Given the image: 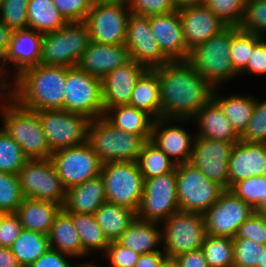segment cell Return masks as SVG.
I'll return each mask as SVG.
<instances>
[{
	"instance_id": "cell-49",
	"label": "cell",
	"mask_w": 266,
	"mask_h": 267,
	"mask_svg": "<svg viewBox=\"0 0 266 267\" xmlns=\"http://www.w3.org/2000/svg\"><path fill=\"white\" fill-rule=\"evenodd\" d=\"M132 14L141 16L164 15L179 10L173 0H129Z\"/></svg>"
},
{
	"instance_id": "cell-42",
	"label": "cell",
	"mask_w": 266,
	"mask_h": 267,
	"mask_svg": "<svg viewBox=\"0 0 266 267\" xmlns=\"http://www.w3.org/2000/svg\"><path fill=\"white\" fill-rule=\"evenodd\" d=\"M227 27H240L244 16L246 0H205L203 3Z\"/></svg>"
},
{
	"instance_id": "cell-4",
	"label": "cell",
	"mask_w": 266,
	"mask_h": 267,
	"mask_svg": "<svg viewBox=\"0 0 266 267\" xmlns=\"http://www.w3.org/2000/svg\"><path fill=\"white\" fill-rule=\"evenodd\" d=\"M87 142L102 163L137 162L146 140L114 127L103 116L90 120Z\"/></svg>"
},
{
	"instance_id": "cell-55",
	"label": "cell",
	"mask_w": 266,
	"mask_h": 267,
	"mask_svg": "<svg viewBox=\"0 0 266 267\" xmlns=\"http://www.w3.org/2000/svg\"><path fill=\"white\" fill-rule=\"evenodd\" d=\"M265 74L266 73V40L262 39L255 47L247 66L239 73L242 74Z\"/></svg>"
},
{
	"instance_id": "cell-66",
	"label": "cell",
	"mask_w": 266,
	"mask_h": 267,
	"mask_svg": "<svg viewBox=\"0 0 266 267\" xmlns=\"http://www.w3.org/2000/svg\"><path fill=\"white\" fill-rule=\"evenodd\" d=\"M75 267H96V264H93L90 262V263L79 264V265L77 264V266H75ZM97 267H99V266H97Z\"/></svg>"
},
{
	"instance_id": "cell-16",
	"label": "cell",
	"mask_w": 266,
	"mask_h": 267,
	"mask_svg": "<svg viewBox=\"0 0 266 267\" xmlns=\"http://www.w3.org/2000/svg\"><path fill=\"white\" fill-rule=\"evenodd\" d=\"M254 209L226 189L219 199L204 214L206 235L234 238L239 226L246 221Z\"/></svg>"
},
{
	"instance_id": "cell-38",
	"label": "cell",
	"mask_w": 266,
	"mask_h": 267,
	"mask_svg": "<svg viewBox=\"0 0 266 267\" xmlns=\"http://www.w3.org/2000/svg\"><path fill=\"white\" fill-rule=\"evenodd\" d=\"M137 163L144 180L172 172L176 168V164L150 140L143 144Z\"/></svg>"
},
{
	"instance_id": "cell-34",
	"label": "cell",
	"mask_w": 266,
	"mask_h": 267,
	"mask_svg": "<svg viewBox=\"0 0 266 267\" xmlns=\"http://www.w3.org/2000/svg\"><path fill=\"white\" fill-rule=\"evenodd\" d=\"M219 94L214 89L213 99L220 105L224 115L229 119L236 133L241 136L252 117L256 98L244 94H233L227 97L221 95L220 97Z\"/></svg>"
},
{
	"instance_id": "cell-25",
	"label": "cell",
	"mask_w": 266,
	"mask_h": 267,
	"mask_svg": "<svg viewBox=\"0 0 266 267\" xmlns=\"http://www.w3.org/2000/svg\"><path fill=\"white\" fill-rule=\"evenodd\" d=\"M130 60L126 45H108L91 41L77 66L102 80L108 73Z\"/></svg>"
},
{
	"instance_id": "cell-57",
	"label": "cell",
	"mask_w": 266,
	"mask_h": 267,
	"mask_svg": "<svg viewBox=\"0 0 266 267\" xmlns=\"http://www.w3.org/2000/svg\"><path fill=\"white\" fill-rule=\"evenodd\" d=\"M175 258L181 267H209L201 248L180 254Z\"/></svg>"
},
{
	"instance_id": "cell-48",
	"label": "cell",
	"mask_w": 266,
	"mask_h": 267,
	"mask_svg": "<svg viewBox=\"0 0 266 267\" xmlns=\"http://www.w3.org/2000/svg\"><path fill=\"white\" fill-rule=\"evenodd\" d=\"M240 141L266 143V99L263 102L256 99L252 117Z\"/></svg>"
},
{
	"instance_id": "cell-14",
	"label": "cell",
	"mask_w": 266,
	"mask_h": 267,
	"mask_svg": "<svg viewBox=\"0 0 266 267\" xmlns=\"http://www.w3.org/2000/svg\"><path fill=\"white\" fill-rule=\"evenodd\" d=\"M50 159L66 189L100 175L103 164L87 141L58 150Z\"/></svg>"
},
{
	"instance_id": "cell-60",
	"label": "cell",
	"mask_w": 266,
	"mask_h": 267,
	"mask_svg": "<svg viewBox=\"0 0 266 267\" xmlns=\"http://www.w3.org/2000/svg\"><path fill=\"white\" fill-rule=\"evenodd\" d=\"M0 267H22L10 248L0 246Z\"/></svg>"
},
{
	"instance_id": "cell-63",
	"label": "cell",
	"mask_w": 266,
	"mask_h": 267,
	"mask_svg": "<svg viewBox=\"0 0 266 267\" xmlns=\"http://www.w3.org/2000/svg\"><path fill=\"white\" fill-rule=\"evenodd\" d=\"M129 0H93V3L99 4H128Z\"/></svg>"
},
{
	"instance_id": "cell-3",
	"label": "cell",
	"mask_w": 266,
	"mask_h": 267,
	"mask_svg": "<svg viewBox=\"0 0 266 267\" xmlns=\"http://www.w3.org/2000/svg\"><path fill=\"white\" fill-rule=\"evenodd\" d=\"M239 30L240 27H227L189 53L187 61L215 89L239 76L233 68L230 55L232 37Z\"/></svg>"
},
{
	"instance_id": "cell-21",
	"label": "cell",
	"mask_w": 266,
	"mask_h": 267,
	"mask_svg": "<svg viewBox=\"0 0 266 267\" xmlns=\"http://www.w3.org/2000/svg\"><path fill=\"white\" fill-rule=\"evenodd\" d=\"M146 70L141 63L130 60L108 73L101 80L104 111L116 106L129 105L135 84Z\"/></svg>"
},
{
	"instance_id": "cell-9",
	"label": "cell",
	"mask_w": 266,
	"mask_h": 267,
	"mask_svg": "<svg viewBox=\"0 0 266 267\" xmlns=\"http://www.w3.org/2000/svg\"><path fill=\"white\" fill-rule=\"evenodd\" d=\"M63 110L88 117L103 116L102 81L78 66L66 67V86Z\"/></svg>"
},
{
	"instance_id": "cell-56",
	"label": "cell",
	"mask_w": 266,
	"mask_h": 267,
	"mask_svg": "<svg viewBox=\"0 0 266 267\" xmlns=\"http://www.w3.org/2000/svg\"><path fill=\"white\" fill-rule=\"evenodd\" d=\"M73 258L56 249L48 248L36 261L28 267H73L67 258Z\"/></svg>"
},
{
	"instance_id": "cell-18",
	"label": "cell",
	"mask_w": 266,
	"mask_h": 267,
	"mask_svg": "<svg viewBox=\"0 0 266 267\" xmlns=\"http://www.w3.org/2000/svg\"><path fill=\"white\" fill-rule=\"evenodd\" d=\"M125 45L130 59L141 63L147 69H154L169 62L153 36L150 17L130 14Z\"/></svg>"
},
{
	"instance_id": "cell-58",
	"label": "cell",
	"mask_w": 266,
	"mask_h": 267,
	"mask_svg": "<svg viewBox=\"0 0 266 267\" xmlns=\"http://www.w3.org/2000/svg\"><path fill=\"white\" fill-rule=\"evenodd\" d=\"M166 256L164 251L140 254L135 267H160Z\"/></svg>"
},
{
	"instance_id": "cell-67",
	"label": "cell",
	"mask_w": 266,
	"mask_h": 267,
	"mask_svg": "<svg viewBox=\"0 0 266 267\" xmlns=\"http://www.w3.org/2000/svg\"><path fill=\"white\" fill-rule=\"evenodd\" d=\"M255 214H258L261 216V218L263 219V222L265 224V227H266V213H255Z\"/></svg>"
},
{
	"instance_id": "cell-44",
	"label": "cell",
	"mask_w": 266,
	"mask_h": 267,
	"mask_svg": "<svg viewBox=\"0 0 266 267\" xmlns=\"http://www.w3.org/2000/svg\"><path fill=\"white\" fill-rule=\"evenodd\" d=\"M233 267H259L262 263L263 247L252 239L233 238Z\"/></svg>"
},
{
	"instance_id": "cell-62",
	"label": "cell",
	"mask_w": 266,
	"mask_h": 267,
	"mask_svg": "<svg viewBox=\"0 0 266 267\" xmlns=\"http://www.w3.org/2000/svg\"><path fill=\"white\" fill-rule=\"evenodd\" d=\"M160 267H181L178 260L175 257L166 256Z\"/></svg>"
},
{
	"instance_id": "cell-36",
	"label": "cell",
	"mask_w": 266,
	"mask_h": 267,
	"mask_svg": "<svg viewBox=\"0 0 266 267\" xmlns=\"http://www.w3.org/2000/svg\"><path fill=\"white\" fill-rule=\"evenodd\" d=\"M67 213L72 217L73 225L79 234L82 243V258L88 256L91 252L93 253L94 250L95 252L103 251L104 254L110 242L97 223L95 215Z\"/></svg>"
},
{
	"instance_id": "cell-13",
	"label": "cell",
	"mask_w": 266,
	"mask_h": 267,
	"mask_svg": "<svg viewBox=\"0 0 266 267\" xmlns=\"http://www.w3.org/2000/svg\"><path fill=\"white\" fill-rule=\"evenodd\" d=\"M36 112L52 153L87 141L88 117L62 109Z\"/></svg>"
},
{
	"instance_id": "cell-31",
	"label": "cell",
	"mask_w": 266,
	"mask_h": 267,
	"mask_svg": "<svg viewBox=\"0 0 266 267\" xmlns=\"http://www.w3.org/2000/svg\"><path fill=\"white\" fill-rule=\"evenodd\" d=\"M49 247L71 257H82V243L72 217L62 209L48 234Z\"/></svg>"
},
{
	"instance_id": "cell-27",
	"label": "cell",
	"mask_w": 266,
	"mask_h": 267,
	"mask_svg": "<svg viewBox=\"0 0 266 267\" xmlns=\"http://www.w3.org/2000/svg\"><path fill=\"white\" fill-rule=\"evenodd\" d=\"M106 202V190L101 175L67 189L63 209L77 214H94Z\"/></svg>"
},
{
	"instance_id": "cell-64",
	"label": "cell",
	"mask_w": 266,
	"mask_h": 267,
	"mask_svg": "<svg viewBox=\"0 0 266 267\" xmlns=\"http://www.w3.org/2000/svg\"><path fill=\"white\" fill-rule=\"evenodd\" d=\"M254 213H266V195L260 203L254 208Z\"/></svg>"
},
{
	"instance_id": "cell-29",
	"label": "cell",
	"mask_w": 266,
	"mask_h": 267,
	"mask_svg": "<svg viewBox=\"0 0 266 267\" xmlns=\"http://www.w3.org/2000/svg\"><path fill=\"white\" fill-rule=\"evenodd\" d=\"M159 224L135 218L116 242L139 254L163 251L158 247L162 245V230L159 229Z\"/></svg>"
},
{
	"instance_id": "cell-53",
	"label": "cell",
	"mask_w": 266,
	"mask_h": 267,
	"mask_svg": "<svg viewBox=\"0 0 266 267\" xmlns=\"http://www.w3.org/2000/svg\"><path fill=\"white\" fill-rule=\"evenodd\" d=\"M23 227L15 213H7L0 224V246L11 248Z\"/></svg>"
},
{
	"instance_id": "cell-35",
	"label": "cell",
	"mask_w": 266,
	"mask_h": 267,
	"mask_svg": "<svg viewBox=\"0 0 266 267\" xmlns=\"http://www.w3.org/2000/svg\"><path fill=\"white\" fill-rule=\"evenodd\" d=\"M27 17L28 28L42 34L59 30L68 23L53 0H29Z\"/></svg>"
},
{
	"instance_id": "cell-46",
	"label": "cell",
	"mask_w": 266,
	"mask_h": 267,
	"mask_svg": "<svg viewBox=\"0 0 266 267\" xmlns=\"http://www.w3.org/2000/svg\"><path fill=\"white\" fill-rule=\"evenodd\" d=\"M240 29L264 38L266 33V0H246L245 16Z\"/></svg>"
},
{
	"instance_id": "cell-22",
	"label": "cell",
	"mask_w": 266,
	"mask_h": 267,
	"mask_svg": "<svg viewBox=\"0 0 266 267\" xmlns=\"http://www.w3.org/2000/svg\"><path fill=\"white\" fill-rule=\"evenodd\" d=\"M266 175V143H235L228 161V189L252 176Z\"/></svg>"
},
{
	"instance_id": "cell-37",
	"label": "cell",
	"mask_w": 266,
	"mask_h": 267,
	"mask_svg": "<svg viewBox=\"0 0 266 267\" xmlns=\"http://www.w3.org/2000/svg\"><path fill=\"white\" fill-rule=\"evenodd\" d=\"M49 248L48 236L23 229L10 248L19 264L28 267Z\"/></svg>"
},
{
	"instance_id": "cell-52",
	"label": "cell",
	"mask_w": 266,
	"mask_h": 267,
	"mask_svg": "<svg viewBox=\"0 0 266 267\" xmlns=\"http://www.w3.org/2000/svg\"><path fill=\"white\" fill-rule=\"evenodd\" d=\"M104 254L110 260L112 267H135L140 256L139 253L121 246L116 241L109 243Z\"/></svg>"
},
{
	"instance_id": "cell-68",
	"label": "cell",
	"mask_w": 266,
	"mask_h": 267,
	"mask_svg": "<svg viewBox=\"0 0 266 267\" xmlns=\"http://www.w3.org/2000/svg\"><path fill=\"white\" fill-rule=\"evenodd\" d=\"M7 213L3 212V211H0V224H1V221L3 219V217L6 215Z\"/></svg>"
},
{
	"instance_id": "cell-54",
	"label": "cell",
	"mask_w": 266,
	"mask_h": 267,
	"mask_svg": "<svg viewBox=\"0 0 266 267\" xmlns=\"http://www.w3.org/2000/svg\"><path fill=\"white\" fill-rule=\"evenodd\" d=\"M6 67L4 60L0 58V99L4 100L0 111L16 102V78L13 82L9 80L11 76H8L10 72L6 70Z\"/></svg>"
},
{
	"instance_id": "cell-12",
	"label": "cell",
	"mask_w": 266,
	"mask_h": 267,
	"mask_svg": "<svg viewBox=\"0 0 266 267\" xmlns=\"http://www.w3.org/2000/svg\"><path fill=\"white\" fill-rule=\"evenodd\" d=\"M176 168L169 173L144 180V190L136 218L160 224L180 210Z\"/></svg>"
},
{
	"instance_id": "cell-41",
	"label": "cell",
	"mask_w": 266,
	"mask_h": 267,
	"mask_svg": "<svg viewBox=\"0 0 266 267\" xmlns=\"http://www.w3.org/2000/svg\"><path fill=\"white\" fill-rule=\"evenodd\" d=\"M263 38L241 29L232 37L230 55L234 70L239 74L252 56L254 47Z\"/></svg>"
},
{
	"instance_id": "cell-28",
	"label": "cell",
	"mask_w": 266,
	"mask_h": 267,
	"mask_svg": "<svg viewBox=\"0 0 266 267\" xmlns=\"http://www.w3.org/2000/svg\"><path fill=\"white\" fill-rule=\"evenodd\" d=\"M62 209L61 205L54 202L24 198L15 214L23 229L48 236L56 216Z\"/></svg>"
},
{
	"instance_id": "cell-39",
	"label": "cell",
	"mask_w": 266,
	"mask_h": 267,
	"mask_svg": "<svg viewBox=\"0 0 266 267\" xmlns=\"http://www.w3.org/2000/svg\"><path fill=\"white\" fill-rule=\"evenodd\" d=\"M201 249L209 267H233L232 238L206 235Z\"/></svg>"
},
{
	"instance_id": "cell-65",
	"label": "cell",
	"mask_w": 266,
	"mask_h": 267,
	"mask_svg": "<svg viewBox=\"0 0 266 267\" xmlns=\"http://www.w3.org/2000/svg\"><path fill=\"white\" fill-rule=\"evenodd\" d=\"M259 267H266V246L263 247L262 263H259Z\"/></svg>"
},
{
	"instance_id": "cell-20",
	"label": "cell",
	"mask_w": 266,
	"mask_h": 267,
	"mask_svg": "<svg viewBox=\"0 0 266 267\" xmlns=\"http://www.w3.org/2000/svg\"><path fill=\"white\" fill-rule=\"evenodd\" d=\"M178 11L186 48L189 51L227 28V25L204 4L186 6Z\"/></svg>"
},
{
	"instance_id": "cell-17",
	"label": "cell",
	"mask_w": 266,
	"mask_h": 267,
	"mask_svg": "<svg viewBox=\"0 0 266 267\" xmlns=\"http://www.w3.org/2000/svg\"><path fill=\"white\" fill-rule=\"evenodd\" d=\"M238 142L213 141L196 136L190 163L207 178L228 189V161Z\"/></svg>"
},
{
	"instance_id": "cell-24",
	"label": "cell",
	"mask_w": 266,
	"mask_h": 267,
	"mask_svg": "<svg viewBox=\"0 0 266 267\" xmlns=\"http://www.w3.org/2000/svg\"><path fill=\"white\" fill-rule=\"evenodd\" d=\"M42 33L31 28L12 31L7 53L3 60L12 64V72L17 77L27 68L40 64L42 56Z\"/></svg>"
},
{
	"instance_id": "cell-5",
	"label": "cell",
	"mask_w": 266,
	"mask_h": 267,
	"mask_svg": "<svg viewBox=\"0 0 266 267\" xmlns=\"http://www.w3.org/2000/svg\"><path fill=\"white\" fill-rule=\"evenodd\" d=\"M0 112L3 116L2 128L17 142L28 160L51 158L52 151L36 111L14 102Z\"/></svg>"
},
{
	"instance_id": "cell-23",
	"label": "cell",
	"mask_w": 266,
	"mask_h": 267,
	"mask_svg": "<svg viewBox=\"0 0 266 267\" xmlns=\"http://www.w3.org/2000/svg\"><path fill=\"white\" fill-rule=\"evenodd\" d=\"M153 36L162 54L169 61L187 60L190 51L186 48L179 11L150 16Z\"/></svg>"
},
{
	"instance_id": "cell-33",
	"label": "cell",
	"mask_w": 266,
	"mask_h": 267,
	"mask_svg": "<svg viewBox=\"0 0 266 267\" xmlns=\"http://www.w3.org/2000/svg\"><path fill=\"white\" fill-rule=\"evenodd\" d=\"M94 215L109 242L116 241L136 218L134 210L109 202L102 204Z\"/></svg>"
},
{
	"instance_id": "cell-61",
	"label": "cell",
	"mask_w": 266,
	"mask_h": 267,
	"mask_svg": "<svg viewBox=\"0 0 266 267\" xmlns=\"http://www.w3.org/2000/svg\"><path fill=\"white\" fill-rule=\"evenodd\" d=\"M178 9L195 4H203L205 0H173Z\"/></svg>"
},
{
	"instance_id": "cell-32",
	"label": "cell",
	"mask_w": 266,
	"mask_h": 267,
	"mask_svg": "<svg viewBox=\"0 0 266 267\" xmlns=\"http://www.w3.org/2000/svg\"><path fill=\"white\" fill-rule=\"evenodd\" d=\"M129 105L147 112L154 119L161 118L160 83L154 69H147L137 80Z\"/></svg>"
},
{
	"instance_id": "cell-45",
	"label": "cell",
	"mask_w": 266,
	"mask_h": 267,
	"mask_svg": "<svg viewBox=\"0 0 266 267\" xmlns=\"http://www.w3.org/2000/svg\"><path fill=\"white\" fill-rule=\"evenodd\" d=\"M230 190L254 209L266 195V175L239 181Z\"/></svg>"
},
{
	"instance_id": "cell-11",
	"label": "cell",
	"mask_w": 266,
	"mask_h": 267,
	"mask_svg": "<svg viewBox=\"0 0 266 267\" xmlns=\"http://www.w3.org/2000/svg\"><path fill=\"white\" fill-rule=\"evenodd\" d=\"M25 198L54 202L64 207L67 189L51 159L27 160L18 172Z\"/></svg>"
},
{
	"instance_id": "cell-40",
	"label": "cell",
	"mask_w": 266,
	"mask_h": 267,
	"mask_svg": "<svg viewBox=\"0 0 266 267\" xmlns=\"http://www.w3.org/2000/svg\"><path fill=\"white\" fill-rule=\"evenodd\" d=\"M27 160L17 142L0 127V171L18 175Z\"/></svg>"
},
{
	"instance_id": "cell-59",
	"label": "cell",
	"mask_w": 266,
	"mask_h": 267,
	"mask_svg": "<svg viewBox=\"0 0 266 267\" xmlns=\"http://www.w3.org/2000/svg\"><path fill=\"white\" fill-rule=\"evenodd\" d=\"M12 35V30L8 28L0 18V58H4L7 53L10 38Z\"/></svg>"
},
{
	"instance_id": "cell-43",
	"label": "cell",
	"mask_w": 266,
	"mask_h": 267,
	"mask_svg": "<svg viewBox=\"0 0 266 267\" xmlns=\"http://www.w3.org/2000/svg\"><path fill=\"white\" fill-rule=\"evenodd\" d=\"M24 198L18 175L0 171V211L15 213Z\"/></svg>"
},
{
	"instance_id": "cell-6",
	"label": "cell",
	"mask_w": 266,
	"mask_h": 267,
	"mask_svg": "<svg viewBox=\"0 0 266 267\" xmlns=\"http://www.w3.org/2000/svg\"><path fill=\"white\" fill-rule=\"evenodd\" d=\"M91 37L84 22H70L54 32L45 33L40 64L74 67L88 48Z\"/></svg>"
},
{
	"instance_id": "cell-26",
	"label": "cell",
	"mask_w": 266,
	"mask_h": 267,
	"mask_svg": "<svg viewBox=\"0 0 266 267\" xmlns=\"http://www.w3.org/2000/svg\"><path fill=\"white\" fill-rule=\"evenodd\" d=\"M198 124L200 136L213 141L239 142L240 136L234 130L220 105L212 98L192 118Z\"/></svg>"
},
{
	"instance_id": "cell-1",
	"label": "cell",
	"mask_w": 266,
	"mask_h": 267,
	"mask_svg": "<svg viewBox=\"0 0 266 267\" xmlns=\"http://www.w3.org/2000/svg\"><path fill=\"white\" fill-rule=\"evenodd\" d=\"M160 83L161 118L191 119L212 98L214 87L187 61L154 68Z\"/></svg>"
},
{
	"instance_id": "cell-8",
	"label": "cell",
	"mask_w": 266,
	"mask_h": 267,
	"mask_svg": "<svg viewBox=\"0 0 266 267\" xmlns=\"http://www.w3.org/2000/svg\"><path fill=\"white\" fill-rule=\"evenodd\" d=\"M106 190V202L137 212L144 190V179L137 162H106L100 173Z\"/></svg>"
},
{
	"instance_id": "cell-7",
	"label": "cell",
	"mask_w": 266,
	"mask_h": 267,
	"mask_svg": "<svg viewBox=\"0 0 266 267\" xmlns=\"http://www.w3.org/2000/svg\"><path fill=\"white\" fill-rule=\"evenodd\" d=\"M176 179L179 208L183 212L203 215L226 190L190 162L176 165Z\"/></svg>"
},
{
	"instance_id": "cell-2",
	"label": "cell",
	"mask_w": 266,
	"mask_h": 267,
	"mask_svg": "<svg viewBox=\"0 0 266 267\" xmlns=\"http://www.w3.org/2000/svg\"><path fill=\"white\" fill-rule=\"evenodd\" d=\"M16 78V102L29 110H56L64 106L66 67L38 64Z\"/></svg>"
},
{
	"instance_id": "cell-50",
	"label": "cell",
	"mask_w": 266,
	"mask_h": 267,
	"mask_svg": "<svg viewBox=\"0 0 266 267\" xmlns=\"http://www.w3.org/2000/svg\"><path fill=\"white\" fill-rule=\"evenodd\" d=\"M53 2L68 23L84 22L93 6V0H53Z\"/></svg>"
},
{
	"instance_id": "cell-47",
	"label": "cell",
	"mask_w": 266,
	"mask_h": 267,
	"mask_svg": "<svg viewBox=\"0 0 266 267\" xmlns=\"http://www.w3.org/2000/svg\"><path fill=\"white\" fill-rule=\"evenodd\" d=\"M29 0H3L0 5L1 21L12 31L28 28Z\"/></svg>"
},
{
	"instance_id": "cell-51",
	"label": "cell",
	"mask_w": 266,
	"mask_h": 267,
	"mask_svg": "<svg viewBox=\"0 0 266 267\" xmlns=\"http://www.w3.org/2000/svg\"><path fill=\"white\" fill-rule=\"evenodd\" d=\"M234 238L252 239L266 246V227L261 216L253 213L239 226Z\"/></svg>"
},
{
	"instance_id": "cell-15",
	"label": "cell",
	"mask_w": 266,
	"mask_h": 267,
	"mask_svg": "<svg viewBox=\"0 0 266 267\" xmlns=\"http://www.w3.org/2000/svg\"><path fill=\"white\" fill-rule=\"evenodd\" d=\"M130 14L128 4L93 3L84 20L91 41L108 45H125Z\"/></svg>"
},
{
	"instance_id": "cell-19",
	"label": "cell",
	"mask_w": 266,
	"mask_h": 267,
	"mask_svg": "<svg viewBox=\"0 0 266 267\" xmlns=\"http://www.w3.org/2000/svg\"><path fill=\"white\" fill-rule=\"evenodd\" d=\"M187 121V122H186ZM191 119H154L150 141L161 149L176 165L190 162L196 135H191L181 125ZM174 123L179 126L167 124ZM166 125V126H164ZM164 126V127H163ZM194 137V138H193Z\"/></svg>"
},
{
	"instance_id": "cell-30",
	"label": "cell",
	"mask_w": 266,
	"mask_h": 267,
	"mask_svg": "<svg viewBox=\"0 0 266 267\" xmlns=\"http://www.w3.org/2000/svg\"><path fill=\"white\" fill-rule=\"evenodd\" d=\"M103 117L120 130L142 136L146 141L151 138L154 118L134 106L121 105L108 108L104 111Z\"/></svg>"
},
{
	"instance_id": "cell-10",
	"label": "cell",
	"mask_w": 266,
	"mask_h": 267,
	"mask_svg": "<svg viewBox=\"0 0 266 267\" xmlns=\"http://www.w3.org/2000/svg\"><path fill=\"white\" fill-rule=\"evenodd\" d=\"M161 226L162 249L169 257L200 249L203 245L206 227L202 214L179 210L163 221Z\"/></svg>"
}]
</instances>
